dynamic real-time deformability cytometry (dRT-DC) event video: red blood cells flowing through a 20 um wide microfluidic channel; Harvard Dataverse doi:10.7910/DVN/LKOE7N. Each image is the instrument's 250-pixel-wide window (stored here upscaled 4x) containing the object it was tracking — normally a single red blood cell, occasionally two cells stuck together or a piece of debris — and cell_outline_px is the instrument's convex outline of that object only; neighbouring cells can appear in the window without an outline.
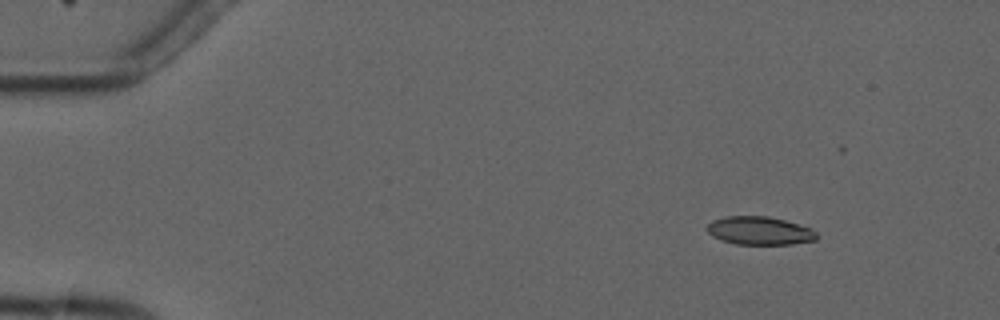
{"species": "common noctule bat (a hibernating species)", "species_latin": "Nyctalus noctula", "temperature_condition": "cold", "stored_images_in_passage": 5, "camera_frame_rate_fps": 3000, "um_per_image_px": 0.085, "animal": {"sex": "male", "forearm_length_mm": 52.5}, "frame": {"image": 1, "passage_image": 2, "time_ms": 1.333, "image_size_px": [1000, 320], "cell_outline_px": [[820, 236], [816, 240], [792, 244], [736, 244], [720, 240], [712, 236], [704, 228], [712, 220], [724, 216], [768, 216], [784, 220], [812, 228]], "centroid_in_image_um": [64.55, 19.61], "position_along_channel_um": 20.4, "area_um2": 18.26}}
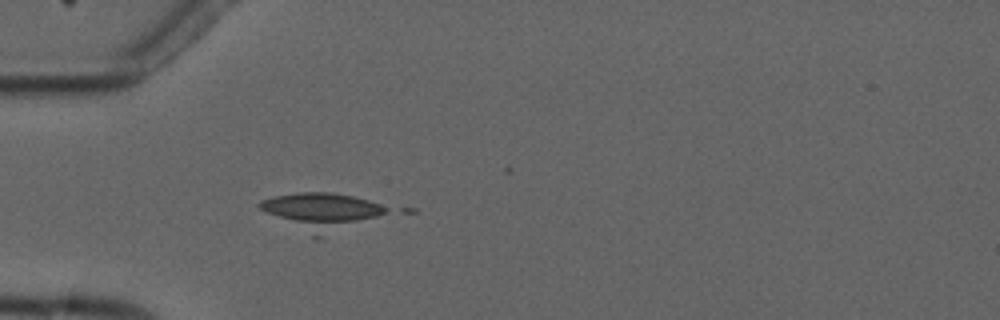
{"frame": {"image": 2, "passage_image": 5, "time_ms": 4.667, "image_size_px": [1000, 320], "cell_outline_px": [[388, 212], [324, 240], [316, 240], [260, 208], [256, 204], [260, 200], [272, 196], [296, 192], [328, 192], [352, 196], [368, 200], [380, 204], [388, 208]], "centroid_in_image_um": [27.33, 18.02], "position_along_channel_um": 57.7, "area_um2": 27.98}}